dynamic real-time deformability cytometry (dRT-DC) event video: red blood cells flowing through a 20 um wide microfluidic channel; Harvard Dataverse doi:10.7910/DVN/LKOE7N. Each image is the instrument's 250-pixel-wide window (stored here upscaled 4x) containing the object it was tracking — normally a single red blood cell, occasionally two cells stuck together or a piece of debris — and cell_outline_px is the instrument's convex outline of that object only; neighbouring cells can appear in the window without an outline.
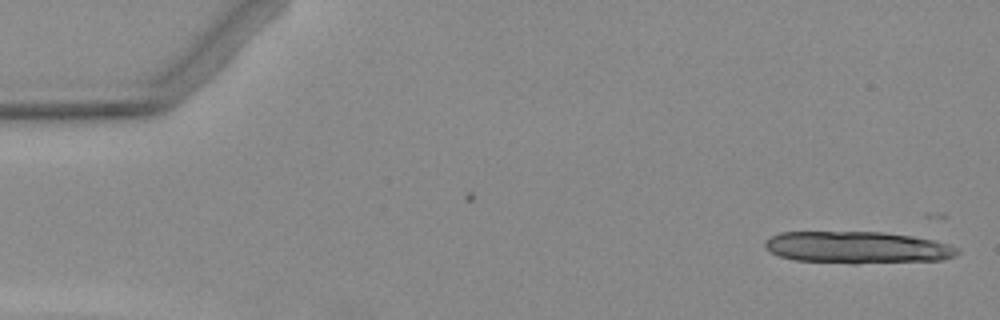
{"species": "Egyptian fruit bat (a non-hibernating species)", "species_latin": "Rousettus aegyptiacus", "temperature_condition": "warm", "stored_images_in_passage": 5, "camera_frame_rate_fps": 3000, "um_per_image_px": 0.085, "animal": {"sex": "female"}, "frame": {"image": 1, "passage_image": 1, "time_ms": 0.0, "image_size_px": [1000, 320], "cell_outline_px": [[960, 252], [956, 256], [944, 260], [856, 264], [852, 264], [796, 260], [780, 256], [764, 248], [764, 240], [768, 236], [780, 232], [884, 232], [912, 236], [952, 244], [960, 248]], "centroid_in_image_um": [72.91, 21.04], "position_along_channel_um": 12.1, "area_um2": 36.47}}